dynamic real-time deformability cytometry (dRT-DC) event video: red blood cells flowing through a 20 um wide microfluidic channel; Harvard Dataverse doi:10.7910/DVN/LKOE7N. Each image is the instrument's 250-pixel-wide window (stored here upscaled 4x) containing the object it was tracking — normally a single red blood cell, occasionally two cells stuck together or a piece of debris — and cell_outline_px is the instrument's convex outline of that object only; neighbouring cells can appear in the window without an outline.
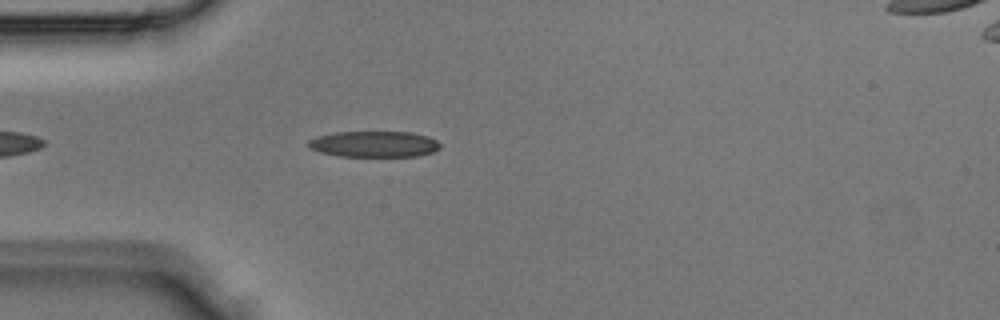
{"species": "Egyptian fruit bat (a non-hibernating species)", "species_latin": "Rousettus aegyptiacus", "temperature_condition": "room temperature", "stored_images_in_passage": 3, "camera_frame_rate_fps": 3000, "um_per_image_px": 0.085, "animal": {"sex": "male"}, "frame": {"image": 1, "passage_image": 2, "time_ms": 0.333, "image_size_px": [1000, 320], "cell_outline_px": [[440, 148], [432, 152], [416, 156], [340, 156], [320, 152], [308, 148], [308, 140], [316, 136], [336, 132], [412, 132], [428, 136], [436, 140], [440, 144]], "centroid_in_image_um": [31.78, 12.24], "position_along_channel_um": 53.2, "area_um2": 20.0}}